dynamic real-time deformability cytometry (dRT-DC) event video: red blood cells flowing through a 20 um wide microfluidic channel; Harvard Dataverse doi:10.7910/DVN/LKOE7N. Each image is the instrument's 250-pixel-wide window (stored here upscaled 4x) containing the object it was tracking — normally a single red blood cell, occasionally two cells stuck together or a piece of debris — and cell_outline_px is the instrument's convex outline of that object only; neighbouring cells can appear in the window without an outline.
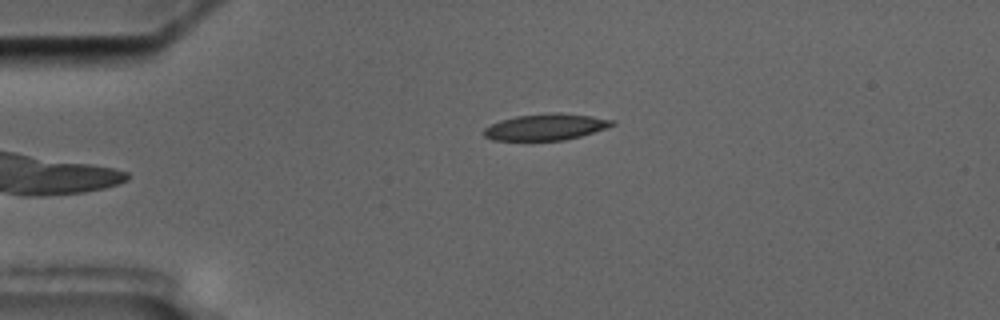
{"species": "common noctule bat (a hibernating species)", "species_latin": "Nyctalus noctula", "temperature_condition": "cold", "stored_images_in_passage": 4, "camera_frame_rate_fps": 3000, "um_per_image_px": 0.085, "animal": {"sex": "male", "body_mass_g": 17.5, "forearm_length_mm": 52.3}, "frame": {"image": 1, "passage_image": 4, "time_ms": 4.333, "image_size_px": [1000, 320], "cell_outline_px": [[616, 124], [580, 136], [564, 140], [492, 140], [484, 136], [484, 128], [500, 120], [516, 116], [556, 112], [560, 112], [592, 116], [616, 120]], "centroid_in_image_um": [46.4, 10.78], "position_along_channel_um": 38.6, "area_um2": 19.59}}